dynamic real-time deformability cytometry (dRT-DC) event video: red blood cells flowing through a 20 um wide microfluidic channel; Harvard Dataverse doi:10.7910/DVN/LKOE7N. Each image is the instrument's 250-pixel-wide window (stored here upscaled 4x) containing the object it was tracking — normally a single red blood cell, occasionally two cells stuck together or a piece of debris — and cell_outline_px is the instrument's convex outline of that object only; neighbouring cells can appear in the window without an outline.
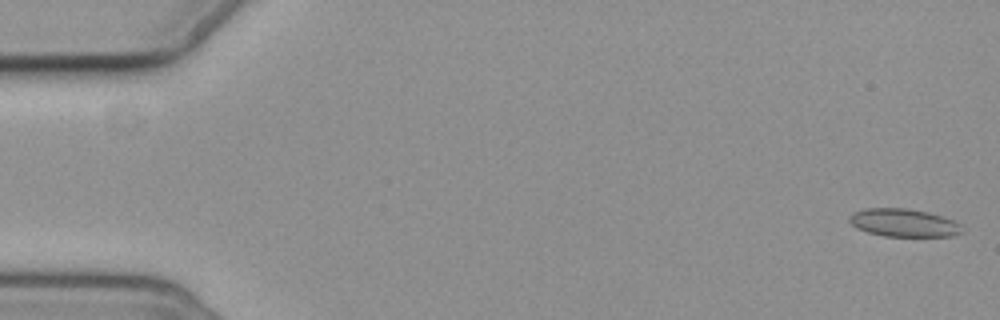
{"species": "common noctule bat (a hibernating species)", "species_latin": "Nyctalus noctula", "temperature_condition": "cold", "stored_images_in_passage": 5, "camera_frame_rate_fps": 3000, "um_per_image_px": 0.085, "animal": {"sex": "female", "body_mass_g": 19.3, "forearm_length_mm": 54.1}, "frame": {"image": 1, "passage_image": 1, "time_ms": 0.0, "image_size_px": [1000, 320], "cell_outline_px": [[964, 232], [952, 236], [884, 236], [868, 232], [856, 228], [848, 220], [852, 212], [864, 208], [908, 208], [928, 212], [952, 220], [960, 224]], "centroid_in_image_um": [76.79, 18.93], "position_along_channel_um": 8.2, "area_um2": 18.38}}